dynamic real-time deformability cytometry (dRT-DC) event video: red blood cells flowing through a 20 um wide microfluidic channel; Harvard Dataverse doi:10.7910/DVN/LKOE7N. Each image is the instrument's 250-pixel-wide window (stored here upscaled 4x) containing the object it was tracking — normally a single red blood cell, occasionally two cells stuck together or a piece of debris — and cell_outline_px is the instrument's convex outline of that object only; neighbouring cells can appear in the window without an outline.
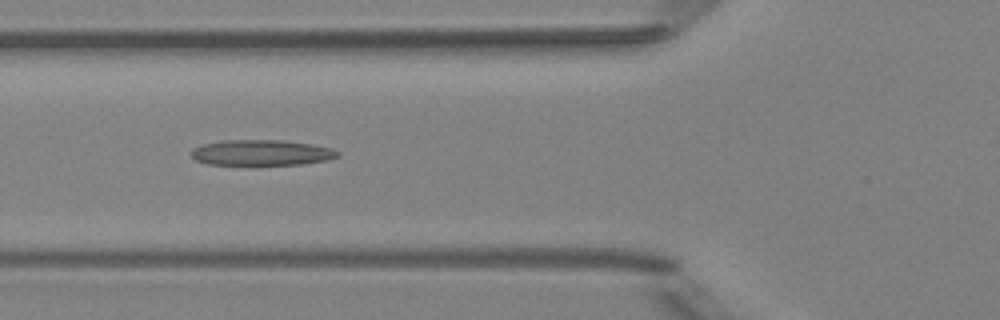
{"species": "Egyptian fruit bat (a non-hibernating species)", "species_latin": "Rousettus aegyptiacus", "temperature_condition": "room temperature", "stored_images_in_passage": 34, "camera_frame_rate_fps": 3000, "um_per_image_px": 0.085, "animal": {"sex": "female"}, "frame": {"image": 1, "passage_image": 5, "time_ms": 1.333, "image_size_px": [1000, 320], "cell_outline_px": [[340, 156], [328, 160], [304, 164], [208, 164], [196, 160], [188, 152], [192, 148], [200, 144], [224, 140], [284, 140], [312, 144], [332, 148], [340, 152]], "centroid_in_image_um": [22.23, 12.96], "position_along_channel_um": 103.6, "area_um2": 22.02}}
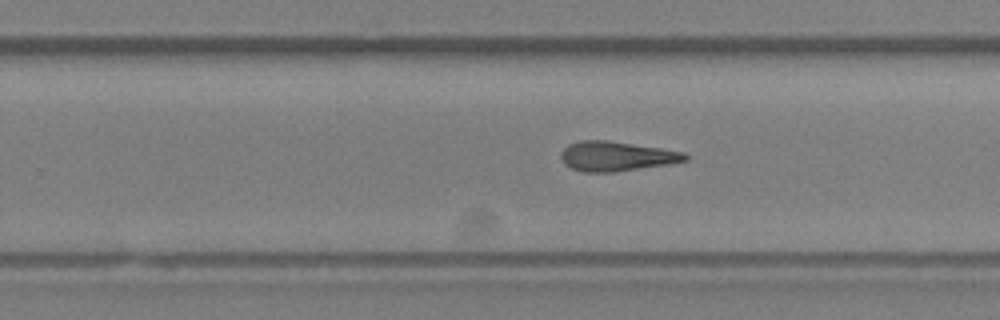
{"frame": {"image": 2, "passage_image": 18, "time_ms": 5.667, "image_size_px": [1000, 320], "cell_outline_px": [[688, 160], [664, 164], [612, 172], [584, 172], [572, 168], [564, 164], [560, 156], [560, 152], [568, 144], [580, 140], [608, 140], [660, 148], [684, 152], [688, 156]], "centroid_in_image_um": [52.33, 13.26], "position_along_channel_um": 277.5, "area_um2": 21.21}}
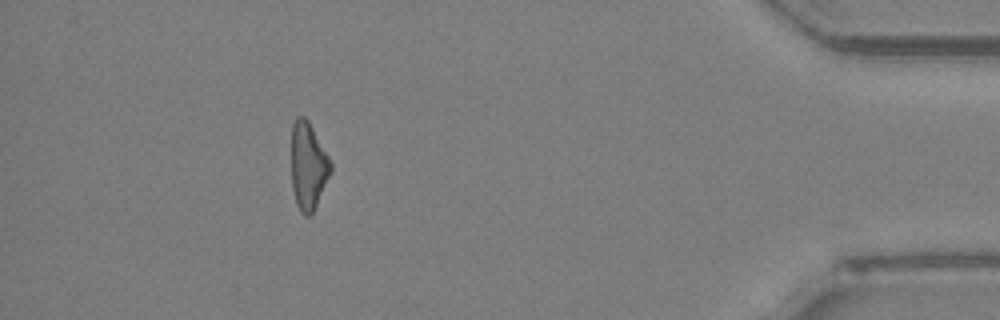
{"frame": {"image": 3, "passage_image": 32, "time_ms": 10.333, "image_size_px": [1000, 320], "cell_outline_px": [[332, 172], [312, 212], [308, 216], [304, 216], [300, 212], [296, 204], [292, 188], [292, 124], [296, 116], [304, 116], [308, 120], [328, 156], [332, 164]], "centroid_in_image_um": [26.19, 14.11], "position_along_channel_um": 409.0, "area_um2": 19.88}, "authors_computed_cell_mechanics": {"area_um2": 21.4438, "velocity_mm_per_s": 4.0289, "shape_relaxation_time_tau1_ms": 8.2666, "shape_relaxation_time_tau2_ms": 5.0918, "deformation_change_tau1": 0.2244, "deformation_change_tau2": 0.1814}}